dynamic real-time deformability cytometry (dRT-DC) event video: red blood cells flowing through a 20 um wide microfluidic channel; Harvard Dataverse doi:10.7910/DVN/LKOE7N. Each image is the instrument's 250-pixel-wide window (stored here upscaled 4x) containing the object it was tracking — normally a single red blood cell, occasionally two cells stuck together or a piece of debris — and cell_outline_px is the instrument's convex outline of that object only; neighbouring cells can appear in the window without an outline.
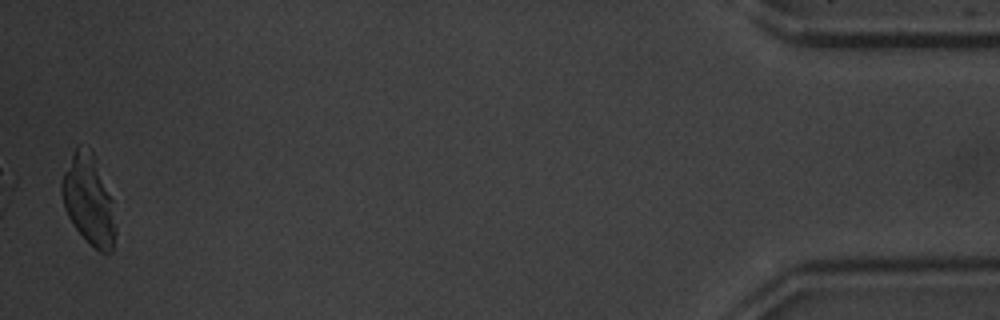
{"species": "common noctule bat (a hibernating species)", "species_latin": "Nyctalus noctula", "temperature_condition": "warm", "stored_images_in_passage": 51, "camera_frame_rate_fps": 3000, "um_per_image_px": 0.085, "animal": {"sex": "male", "body_mass_g": 20.1, "forearm_length_mm": 53.5}, "frame": {"image": 1, "passage_image": 51, "time_ms": 16.667, "image_size_px": [1000, 320], "cell_outline_px": [[116, 232], [112, 252], [100, 252], [76, 228], [68, 216], [64, 208], [60, 192], [60, 184], [64, 172], [72, 152], [76, 148], [92, 148], [96, 156], [112, 200], [116, 228]], "centroid_in_image_um": [7.54, 16.96], "position_along_channel_um": 427.7, "area_um2": 28.09}}